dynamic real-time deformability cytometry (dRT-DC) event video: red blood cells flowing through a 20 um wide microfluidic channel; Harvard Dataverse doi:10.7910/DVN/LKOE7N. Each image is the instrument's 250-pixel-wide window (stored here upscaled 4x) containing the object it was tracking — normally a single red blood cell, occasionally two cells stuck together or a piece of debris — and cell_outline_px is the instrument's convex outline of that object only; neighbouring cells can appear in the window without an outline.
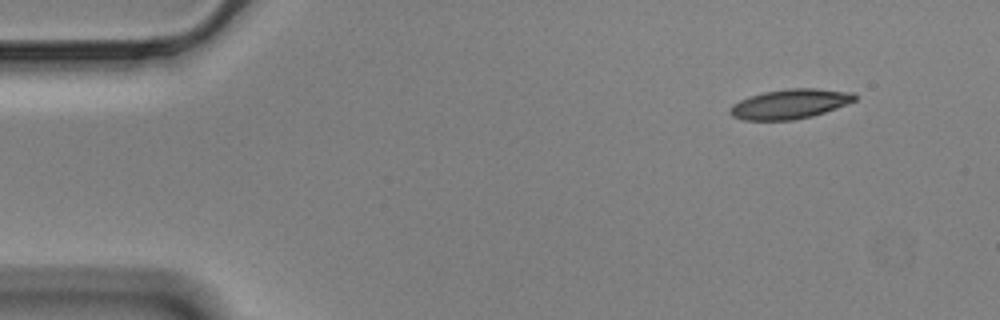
{"species": "Egyptian fruit bat (a non-hibernating species)", "species_latin": "Rousettus aegyptiacus", "temperature_condition": "cold", "stored_images_in_passage": 52, "camera_frame_rate_fps": 3000, "um_per_image_px": 0.085, "animal": {"sex": "male"}, "frame": {"image": 1, "passage_image": 1, "time_ms": 0.0, "image_size_px": [1000, 320], "cell_outline_px": [[856, 100], [836, 108], [812, 116], [792, 120], [744, 120], [732, 116], [728, 112], [728, 108], [732, 104], [748, 96], [764, 92], [788, 88], [816, 88], [852, 92], [856, 96]], "centroid_in_image_um": [67.1, 8.83], "position_along_channel_um": 17.9, "area_um2": 21.62}}
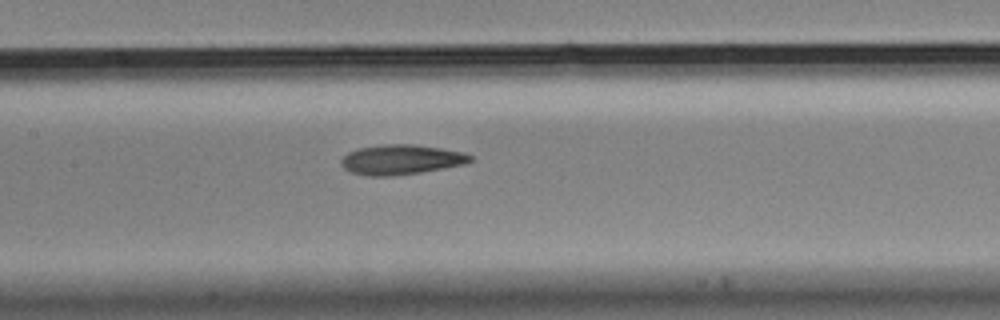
{"frame": {"image": 2, "passage_image": 22, "time_ms": 7.0, "image_size_px": [1000, 320], "cell_outline_px": [[472, 160], [464, 164], [444, 168], [420, 172], [392, 176], [368, 176], [352, 172], [344, 168], [340, 164], [340, 160], [348, 152], [360, 148], [380, 144], [412, 144], [440, 148], [464, 152], [472, 156]], "centroid_in_image_um": [34.08, 13.56], "position_along_channel_um": 173.3, "area_um2": 22.43}}
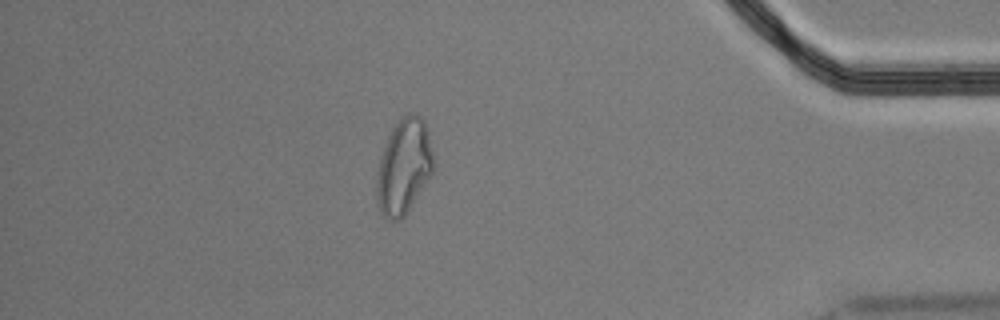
{"frame": {"image": 3, "passage_image": 45, "time_ms": 14.667, "image_size_px": [1000, 320], "cell_outline_px": [[432, 172], [404, 216], [396, 220], [388, 220], [384, 216], [376, 200], [376, 180], [380, 160], [388, 136], [392, 128], [400, 116], [408, 112], [416, 112], [424, 120], [428, 132], [432, 152]], "centroid_in_image_um": [34.31, 14.1], "position_along_channel_um": 400.9, "area_um2": 31.04}, "authors_computed_cell_mechanics": {"area_um2": 22.4842, "velocity_mm_per_s": 3.4839, "shape_relaxation_time_tau1_ms": null, "shape_relaxation_time_tau2_ms": 2.3538, "deformation_change_tau1": null, "deformation_change_tau2": 0.0928}}